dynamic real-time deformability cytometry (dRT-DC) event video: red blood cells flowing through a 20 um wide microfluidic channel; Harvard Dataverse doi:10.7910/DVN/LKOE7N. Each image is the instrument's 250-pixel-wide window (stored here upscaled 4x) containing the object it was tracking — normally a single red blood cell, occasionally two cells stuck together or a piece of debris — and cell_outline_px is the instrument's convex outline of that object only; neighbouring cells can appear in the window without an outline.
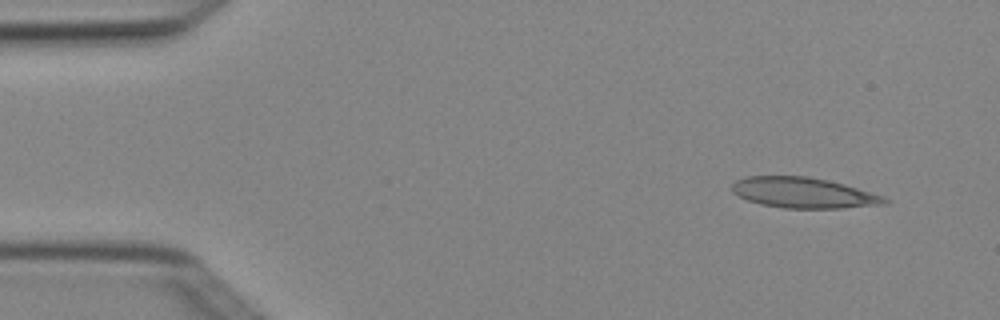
{"species": "Egyptian fruit bat (a non-hibernating species)", "species_latin": "Rousettus aegyptiacus", "temperature_condition": "cold", "stored_images_in_passage": 6, "camera_frame_rate_fps": 3000, "um_per_image_px": 0.085, "animal": {"sex": "female"}, "frame": {"image": 1, "passage_image": 1, "time_ms": 0.0, "image_size_px": [1000, 320], "cell_outline_px": [[892, 200], [888, 204], [840, 208], [784, 208], [760, 204], [748, 200], [732, 192], [732, 184], [736, 180], [744, 176], [808, 176], [828, 180], [844, 184], [884, 196]], "centroid_in_image_um": [68.32, 16.38], "position_along_channel_um": 16.7, "area_um2": 27.28}}
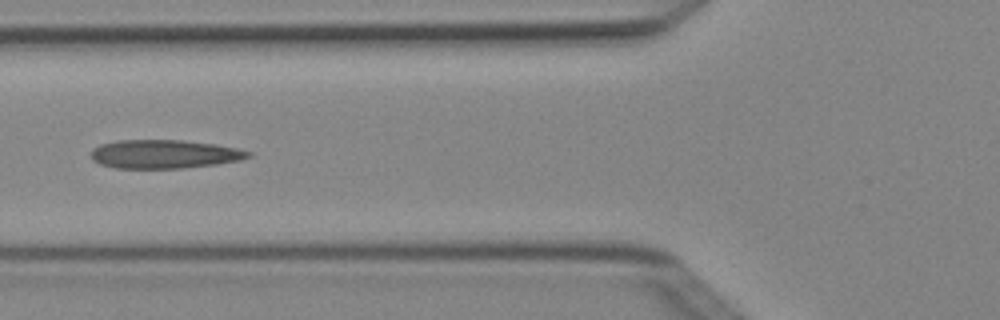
{"frame": {"image": 2, "passage_image": 5, "time_ms": 1.333, "image_size_px": [1000, 320], "cell_outline_px": [[252, 156], [240, 160], [216, 164], [184, 168], [112, 168], [100, 164], [92, 160], [92, 148], [100, 144], [116, 140], [184, 140], [216, 144], [236, 148], [252, 152]], "centroid_in_image_um": [13.96, 13.09], "position_along_channel_um": 111.8, "area_um2": 26.41}}
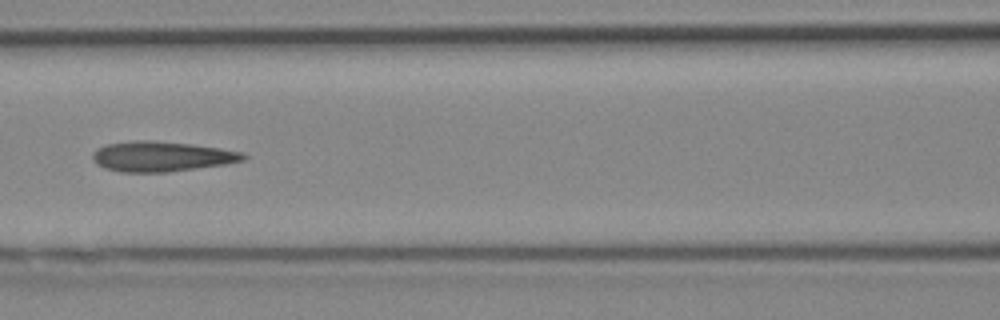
{"frame": {"image": 3, "passage_image": 6, "time_ms": 1.667, "image_size_px": [1000, 320], "cell_outline_px": [[248, 156], [244, 160], [224, 164], [168, 172], [120, 172], [104, 168], [96, 164], [92, 160], [92, 152], [96, 148], [108, 144], [136, 140], [148, 140], [188, 144], [220, 148], [244, 152]], "centroid_in_image_um": [13.7, 13.3], "position_along_channel_um": 152.9, "area_um2": 26.41}}